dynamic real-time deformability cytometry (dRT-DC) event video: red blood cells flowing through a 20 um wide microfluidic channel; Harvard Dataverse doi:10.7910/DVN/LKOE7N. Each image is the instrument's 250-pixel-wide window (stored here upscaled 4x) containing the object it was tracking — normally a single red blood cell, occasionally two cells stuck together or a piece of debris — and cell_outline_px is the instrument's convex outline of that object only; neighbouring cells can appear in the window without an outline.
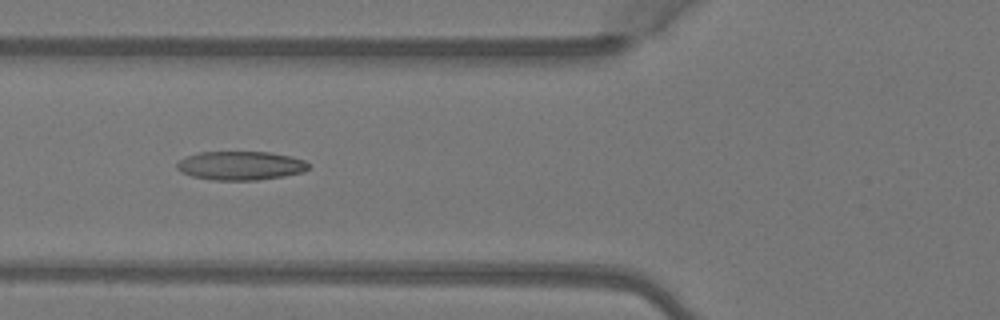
{"species": "Egyptian fruit bat (a non-hibernating species)", "species_latin": "Rousettus aegyptiacus", "temperature_condition": "warm", "stored_images_in_passage": 6, "camera_frame_rate_fps": 3000, "um_per_image_px": 0.085, "animal": {"sex": "female"}, "frame": {"image": 1, "passage_image": 6, "time_ms": 1.667, "image_size_px": [1000, 320], "cell_outline_px": [[308, 168], [304, 172], [284, 176], [256, 180], [212, 180], [192, 176], [180, 172], [176, 168], [176, 164], [184, 156], [200, 152], [268, 152], [288, 156], [304, 160], [308, 164]], "centroid_in_image_um": [20.4, 14.08], "position_along_channel_um": 105.4, "area_um2": 22.08}}